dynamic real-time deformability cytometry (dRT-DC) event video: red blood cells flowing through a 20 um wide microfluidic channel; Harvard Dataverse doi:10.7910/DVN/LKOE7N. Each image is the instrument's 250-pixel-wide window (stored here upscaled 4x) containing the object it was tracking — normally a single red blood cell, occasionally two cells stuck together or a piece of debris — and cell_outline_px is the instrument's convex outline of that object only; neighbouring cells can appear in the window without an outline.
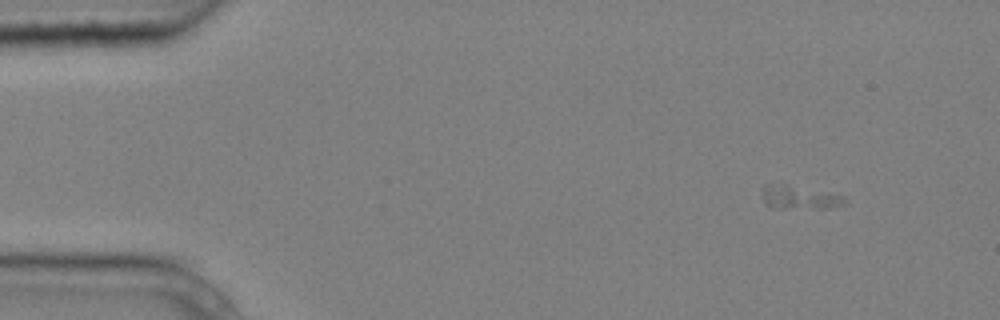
{"species": "common noctule bat (a hibernating species)", "species_latin": "Nyctalus noctula", "temperature_condition": "cold", "stored_images_in_passage": 6, "camera_frame_rate_fps": 3000, "um_per_image_px": 0.085, "animal": {"sex": "male", "body_mass_g": 20.4}, "frame": {"image": 1, "passage_image": 3, "time_ms": 0.667, "image_size_px": [1000, 320], "cell_outline_px": [[848, 204], [828, 208], [776, 208], [768, 204], [764, 200], [764, 184], [788, 184], [828, 192], [844, 196]], "centroid_in_image_um": [68.03, 16.77], "position_along_channel_um": 17.0, "area_um2": 11.21}}